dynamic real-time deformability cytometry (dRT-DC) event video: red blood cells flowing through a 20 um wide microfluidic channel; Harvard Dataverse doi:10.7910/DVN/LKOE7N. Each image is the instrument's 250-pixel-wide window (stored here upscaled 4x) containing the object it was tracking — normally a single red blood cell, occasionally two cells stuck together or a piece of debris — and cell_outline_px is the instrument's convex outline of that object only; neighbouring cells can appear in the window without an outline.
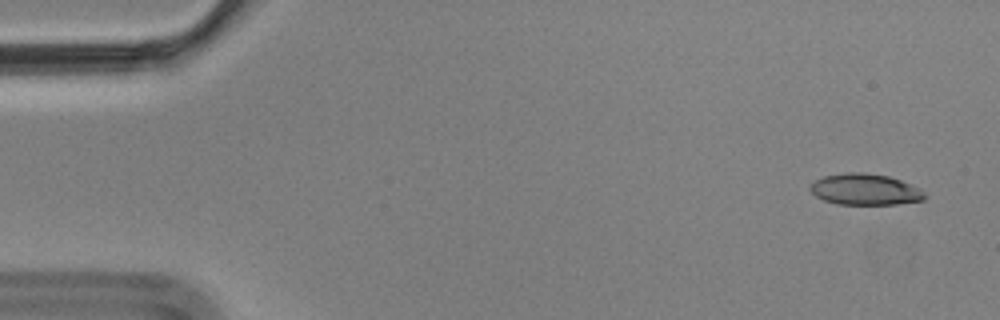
{"species": "Egyptian fruit bat (a non-hibernating species)", "species_latin": "Rousettus aegyptiacus", "temperature_condition": "cold", "stored_images_in_passage": 4, "camera_frame_rate_fps": 3000, "um_per_image_px": 0.085, "animal": {"sex": "male"}, "frame": {"image": 1, "passage_image": 1, "time_ms": 0.0, "image_size_px": [1000, 320], "cell_outline_px": [[924, 200], [896, 204], [836, 204], [824, 200], [816, 196], [808, 188], [816, 180], [824, 176], [848, 172], [860, 172], [888, 176], [900, 180], [920, 188], [924, 192]], "centroid_in_image_um": [73.52, 16.1], "position_along_channel_um": 11.5, "area_um2": 20.63}}